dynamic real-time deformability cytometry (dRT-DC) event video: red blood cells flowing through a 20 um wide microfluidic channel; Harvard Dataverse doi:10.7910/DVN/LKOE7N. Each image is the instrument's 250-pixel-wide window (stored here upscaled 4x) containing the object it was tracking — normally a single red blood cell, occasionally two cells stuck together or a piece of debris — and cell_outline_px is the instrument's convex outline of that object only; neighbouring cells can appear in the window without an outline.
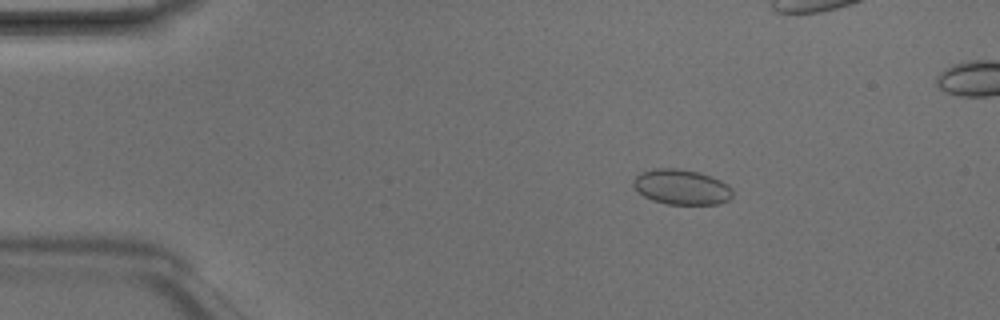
{"species": "Egyptian fruit bat (a non-hibernating species)", "species_latin": "Rousettus aegyptiacus", "temperature_condition": "room temperature", "stored_images_in_passage": 9, "camera_frame_rate_fps": 3000, "um_per_image_px": 0.085, "animal": {"sex": "male"}, "frame": {"image": 1, "passage_image": 2, "time_ms": 0.333, "image_size_px": [1000, 320], "cell_outline_px": [[732, 196], [728, 200], [720, 204], [668, 204], [652, 200], [644, 196], [632, 184], [632, 180], [640, 172], [656, 168], [680, 168], [700, 172], [712, 176], [728, 184], [732, 188]], "centroid_in_image_um": [57.94, 15.88], "position_along_channel_um": 27.1, "area_um2": 20.52}}
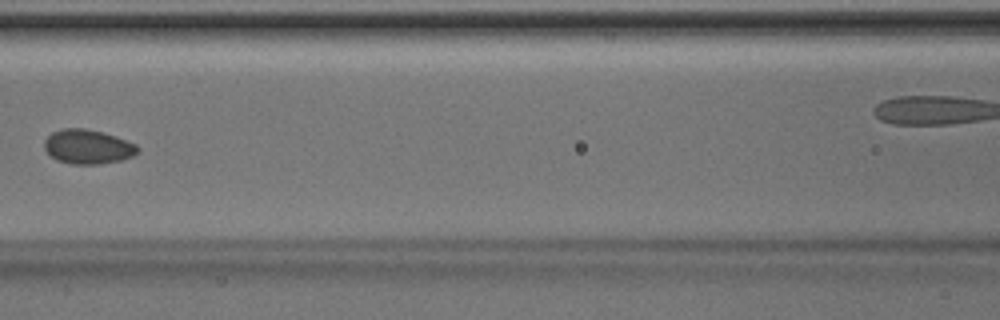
{"frame": {"image": 2, "passage_image": 6, "time_ms": 1.667, "image_size_px": [1000, 320], "cell_outline_px": [[140, 148], [132, 156], [120, 160], [100, 164], [72, 164], [56, 160], [44, 148], [44, 140], [52, 132], [64, 128], [84, 128], [104, 132], [116, 136], [136, 144]], "centroid_in_image_um": [7.46, 12.46], "position_along_channel_um": 159.1, "area_um2": 18.67}}